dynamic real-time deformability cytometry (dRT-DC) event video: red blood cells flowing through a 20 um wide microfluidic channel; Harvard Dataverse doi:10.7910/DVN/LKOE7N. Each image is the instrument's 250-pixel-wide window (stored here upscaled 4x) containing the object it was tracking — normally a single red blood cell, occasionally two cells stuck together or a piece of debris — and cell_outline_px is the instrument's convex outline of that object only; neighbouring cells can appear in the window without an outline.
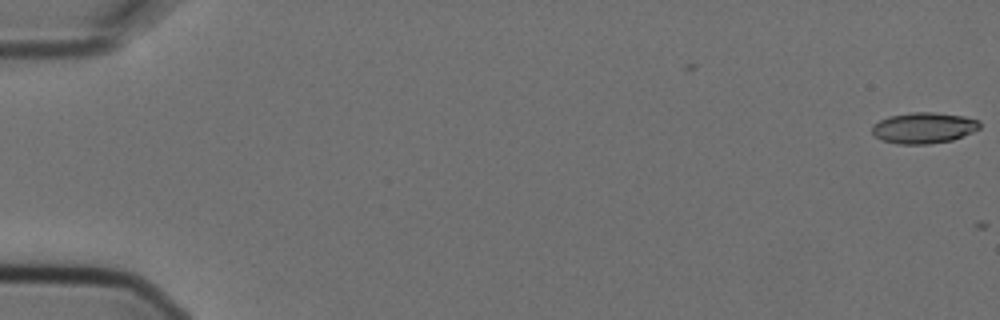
{"species": "Egyptian fruit bat (a non-hibernating species)", "species_latin": "Rousettus aegyptiacus", "temperature_condition": "cold", "stored_images_in_passage": 2, "camera_frame_rate_fps": 3000, "um_per_image_px": 0.085, "animal": {"sex": "female"}, "frame": {"image": 1, "passage_image": 2, "time_ms": 0.333, "image_size_px": [1000, 320], "cell_outline_px": [[980, 128], [972, 132], [952, 140], [928, 144], [896, 144], [880, 140], [872, 132], [872, 124], [888, 116], [912, 112], [932, 112], [964, 116], [980, 120]], "centroid_in_image_um": [78.5, 10.87], "position_along_channel_um": 6.5, "area_um2": 19.54}}